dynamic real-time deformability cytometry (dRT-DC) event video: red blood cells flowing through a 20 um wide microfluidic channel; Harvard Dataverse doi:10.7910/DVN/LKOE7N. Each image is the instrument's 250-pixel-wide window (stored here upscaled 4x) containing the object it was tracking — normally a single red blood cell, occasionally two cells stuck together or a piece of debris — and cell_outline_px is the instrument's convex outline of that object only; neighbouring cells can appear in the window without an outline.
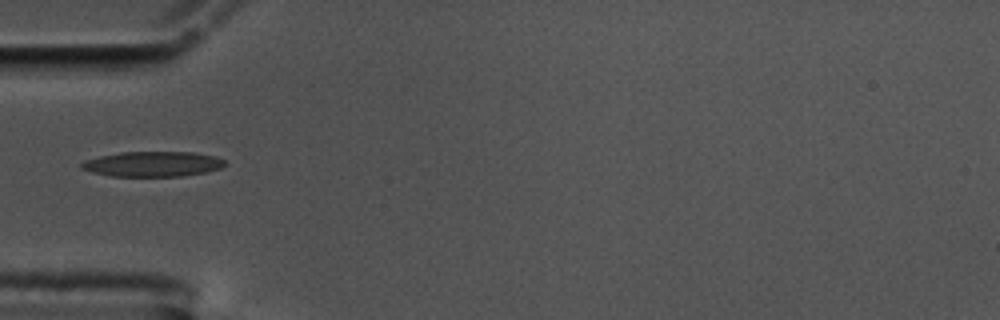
{"species": "common noctule bat (a hibernating species)", "species_latin": "Nyctalus noctula", "temperature_condition": "cold", "stored_images_in_passage": 39, "camera_frame_rate_fps": 3000, "um_per_image_px": 0.085, "animal": {"sex": "male", "body_mass_g": 17.5, "forearm_length_mm": 52.3}, "frame": {"image": 1, "passage_image": 1, "time_ms": 0.0, "image_size_px": [1000, 320], "cell_outline_px": [[228, 164], [220, 168], [204, 172], [180, 176], [112, 176], [92, 172], [80, 168], [80, 164], [88, 160], [100, 156], [120, 152], [192, 152], [216, 156], [224, 160]], "centroid_in_image_um": [13.0, 13.94], "position_along_channel_um": 72.0, "area_um2": 20.87}}
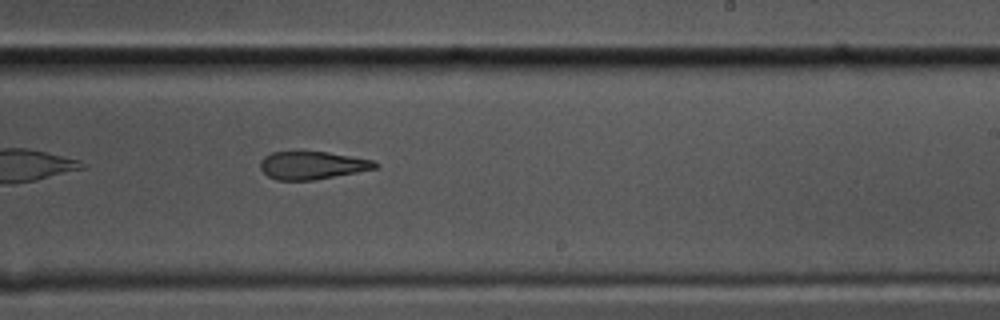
{"frame": {"image": 2, "passage_image": 17, "time_ms": 5.333, "image_size_px": [1000, 320], "cell_outline_px": [[380, 164], [376, 168], [356, 172], [312, 180], [276, 180], [268, 176], [260, 168], [260, 160], [264, 156], [272, 152], [328, 152], [372, 160]], "centroid_in_image_um": [26.51, 14.05], "position_along_channel_um": 262.5, "area_um2": 18.44}}
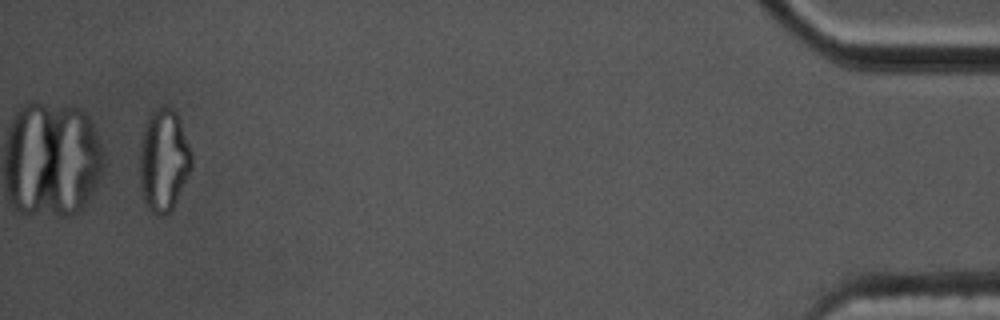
{"frame": {"image": 3, "passage_image": 37, "time_ms": 12.0, "image_size_px": [1000, 320], "cell_outline_px": [[192, 168], [168, 216], [156, 216], [148, 208], [144, 200], [140, 184], [140, 144], [144, 128], [148, 116], [152, 112], [160, 108], [172, 108], [176, 112], [180, 120], [192, 152]], "centroid_in_image_um": [13.92, 13.66], "position_along_channel_um": 421.3, "area_um2": 30.92}}